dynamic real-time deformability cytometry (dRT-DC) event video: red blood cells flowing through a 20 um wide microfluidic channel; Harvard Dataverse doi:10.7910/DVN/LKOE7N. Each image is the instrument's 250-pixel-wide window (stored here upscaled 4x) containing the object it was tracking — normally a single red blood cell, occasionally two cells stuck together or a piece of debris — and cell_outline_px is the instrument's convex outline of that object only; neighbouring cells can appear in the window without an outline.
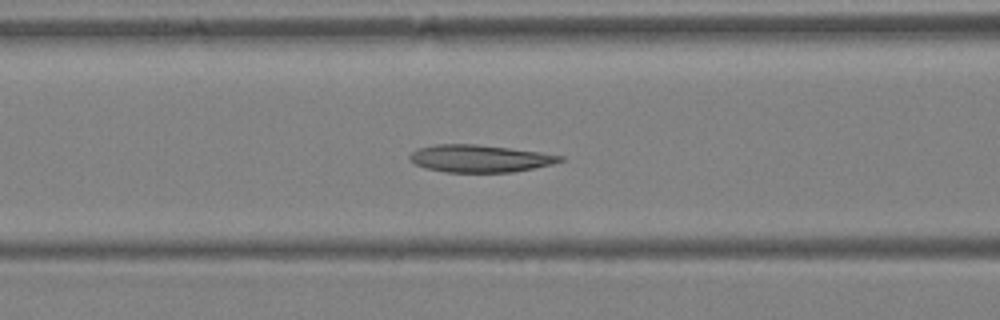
{"species": "Egyptian fruit bat (a non-hibernating species)", "species_latin": "Rousettus aegyptiacus", "temperature_condition": "warm", "stored_images_in_passage": 41, "camera_frame_rate_fps": 3000, "um_per_image_px": 0.085, "animal": {"sex": "female"}, "frame": {"image": 1, "passage_image": 17, "time_ms": 5.333, "image_size_px": [1000, 320], "cell_outline_px": [[564, 160], [552, 164], [512, 172], [444, 172], [424, 168], [408, 160], [408, 156], [416, 148], [436, 144], [476, 144], [540, 152], [564, 156]], "centroid_in_image_um": [40.72, 13.47], "position_along_channel_um": 125.9, "area_um2": 23.99}}
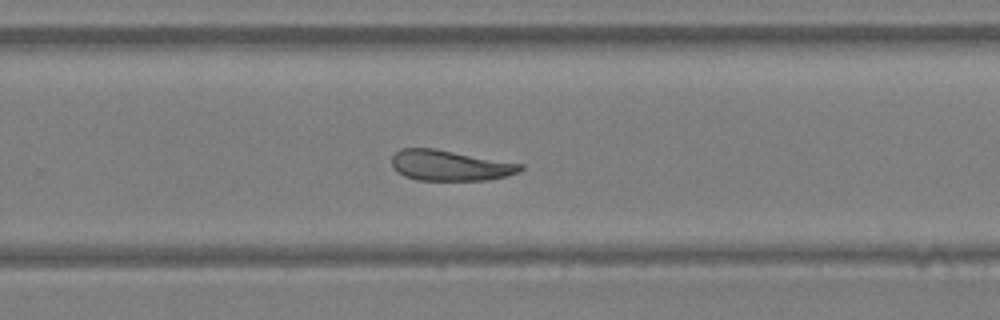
{"frame": {"image": 2, "passage_image": 27, "time_ms": 8.667, "image_size_px": [1000, 320], "cell_outline_px": [[524, 168], [520, 172], [508, 176], [484, 180], [416, 180], [404, 176], [392, 164], [392, 156], [400, 148], [432, 148], [524, 164]], "centroid_in_image_um": [38.28, 14.06], "position_along_channel_um": 291.5, "area_um2": 22.77}}
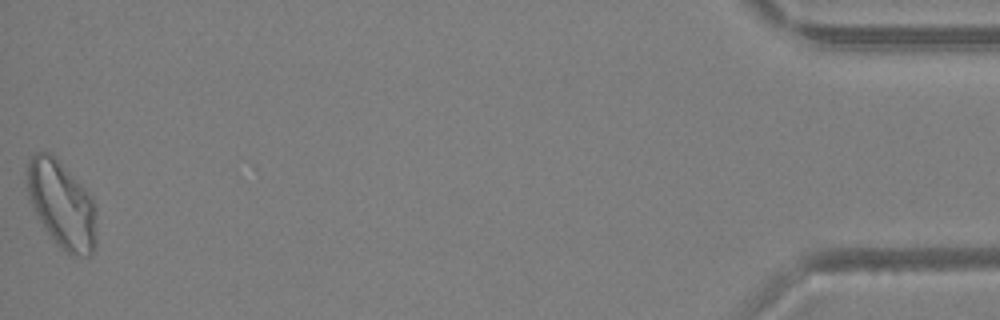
{"frame": {"image": 3, "passage_image": 41, "time_ms": 13.333, "image_size_px": [1000, 320], "cell_outline_px": [[96, 244], [92, 252], [88, 256], [72, 256], [60, 248], [48, 232], [40, 220], [28, 200], [28, 160], [36, 152], [52, 152], [92, 196], [96, 204]], "centroid_in_image_um": [5.28, 17.38], "position_along_channel_um": 429.9, "area_um2": 35.37}}